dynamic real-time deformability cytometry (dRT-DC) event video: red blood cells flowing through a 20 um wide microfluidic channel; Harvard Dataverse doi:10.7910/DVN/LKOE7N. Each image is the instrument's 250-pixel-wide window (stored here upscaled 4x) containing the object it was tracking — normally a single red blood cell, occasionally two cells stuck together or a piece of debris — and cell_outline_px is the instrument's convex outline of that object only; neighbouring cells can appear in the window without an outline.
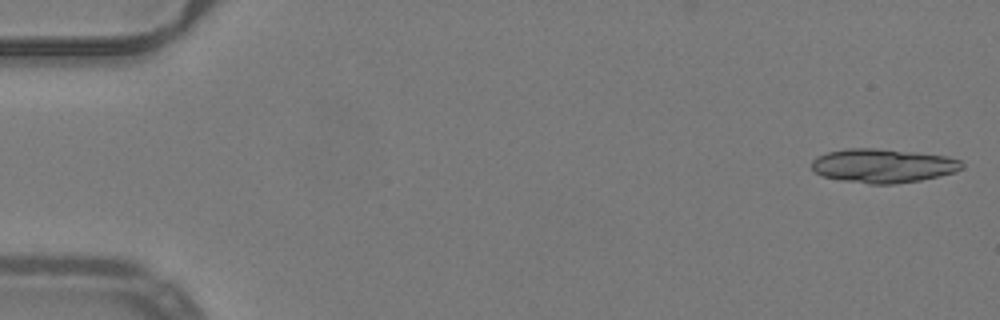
{"species": "common noctule bat (a hibernating species)", "species_latin": "Nyctalus noctula", "temperature_condition": "warm", "stored_images_in_passage": 51, "segment_of_instrument_passage": [1, 2], "camera_frame_rate_fps": 3000, "um_per_image_px": 0.085, "animal": {"sex": "male", "body_mass_g": 19.2, "forearm_length_mm": 51.8}, "frame": {"image": 1, "passage_image": 1, "time_ms": 0.0, "image_size_px": [1000, 320], "cell_outline_px": [[964, 168], [956, 172], [920, 180], [892, 184], [868, 184], [820, 176], [812, 168], [812, 160], [816, 156], [828, 152], [848, 148], [876, 148], [948, 156], [960, 160], [964, 164]], "centroid_in_image_um": [75.06, 14.08], "position_along_channel_um": 9.9, "area_um2": 29.71}}